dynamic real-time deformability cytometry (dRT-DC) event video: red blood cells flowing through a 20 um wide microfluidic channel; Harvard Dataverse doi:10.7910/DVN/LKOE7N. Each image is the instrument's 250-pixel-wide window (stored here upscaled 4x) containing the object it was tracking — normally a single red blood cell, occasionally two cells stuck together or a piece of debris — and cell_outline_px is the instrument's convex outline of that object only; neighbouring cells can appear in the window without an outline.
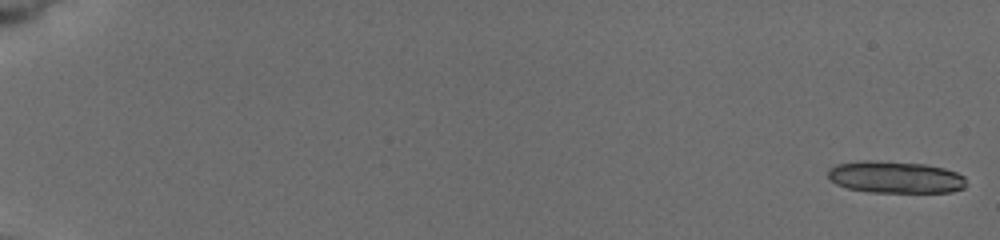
{"species": "common noctule bat (a hibernating species)", "species_latin": "Nyctalus noctula", "temperature_condition": "cold", "stored_images_in_passage": 9, "segment_of_instrument_passage": [1, 2], "camera_frame_rate_fps": 3000, "um_per_image_px": 0.085, "animal": {"sex": "female", "body_mass_g": 19.5, "forearm_length_mm": 54.1}, "frame": {"image": 1, "passage_image": 1, "time_ms": 0.0, "image_size_px": [1000, 240], "cell_outline_px": [[964, 188], [952, 192], [868, 192], [848, 188], [836, 184], [828, 176], [828, 168], [836, 164], [860, 160], [872, 160], [924, 164], [944, 168], [956, 172], [964, 176]], "centroid_in_image_um": [76.07, 15.05], "position_along_channel_um": 8.9, "area_um2": 25.78}}
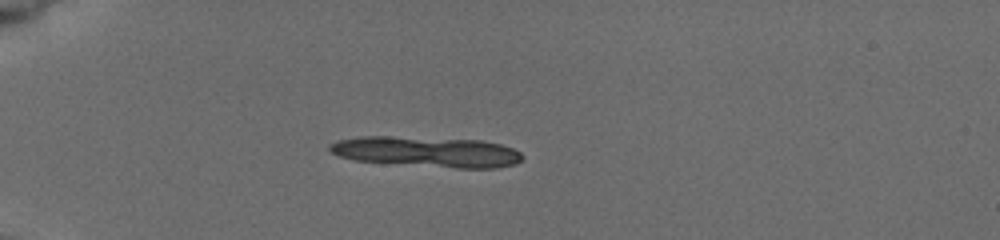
{"frame": {"image": 2, "passage_image": 7, "time_ms": 5.333, "image_size_px": [1000, 240], "cell_outline_px": [[524, 156], [516, 164], [496, 168], [456, 168], [356, 160], [340, 156], [332, 152], [328, 148], [328, 144], [336, 140], [360, 136], [388, 136], [480, 140], [500, 144], [512, 148], [520, 152]], "centroid_in_image_um": [36.29, 12.89], "position_along_channel_um": 48.7, "area_um2": 34.1}}